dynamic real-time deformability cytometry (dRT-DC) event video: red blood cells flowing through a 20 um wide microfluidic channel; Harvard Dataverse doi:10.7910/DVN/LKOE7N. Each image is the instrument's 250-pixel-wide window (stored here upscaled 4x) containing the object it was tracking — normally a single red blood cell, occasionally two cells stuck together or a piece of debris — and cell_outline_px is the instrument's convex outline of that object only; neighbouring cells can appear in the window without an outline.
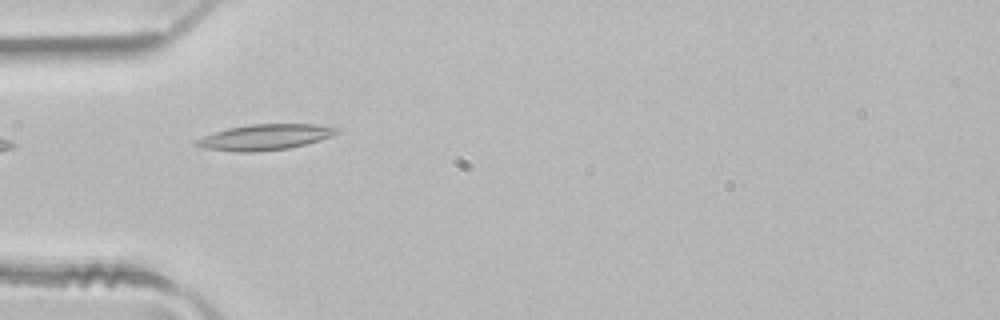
{"species": "common noctule bat (a hibernating species)", "species_latin": "Nyctalus noctula", "temperature_condition": "room temperature", "stored_images_in_passage": 2, "camera_frame_rate_fps": 3000, "um_per_image_px": 0.085, "animal": {"sex": "male", "body_mass_g": 21.5, "forearm_length_mm": 52.0}, "frame": {"image": 1, "passage_image": 1, "time_ms": 0.0, "image_size_px": [1000, 320], "cell_outline_px": [[340, 132], [332, 136], [320, 140], [288, 148], [252, 152], [232, 152], [204, 148], [192, 144], [196, 140], [204, 136], [228, 128], [248, 124], [316, 124], [340, 128]], "centroid_in_image_um": [22.53, 11.65], "position_along_channel_um": 62.5, "area_um2": 21.04}}
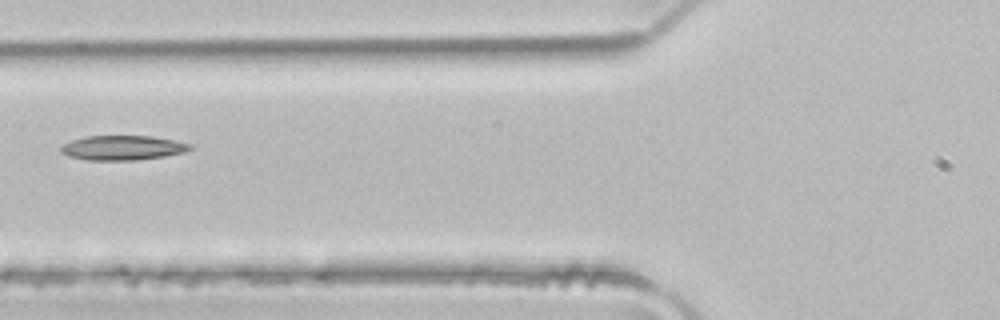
{"frame": {"image": 2, "passage_image": 2, "time_ms": 0.333, "image_size_px": [1000, 320], "cell_outline_px": [[192, 148], [184, 152], [164, 156], [136, 160], [88, 160], [68, 156], [60, 152], [60, 148], [64, 144], [72, 140], [88, 136], [152, 136], [172, 140], [188, 144]], "centroid_in_image_um": [10.38, 12.56], "position_along_channel_um": 115.4, "area_um2": 18.26}}